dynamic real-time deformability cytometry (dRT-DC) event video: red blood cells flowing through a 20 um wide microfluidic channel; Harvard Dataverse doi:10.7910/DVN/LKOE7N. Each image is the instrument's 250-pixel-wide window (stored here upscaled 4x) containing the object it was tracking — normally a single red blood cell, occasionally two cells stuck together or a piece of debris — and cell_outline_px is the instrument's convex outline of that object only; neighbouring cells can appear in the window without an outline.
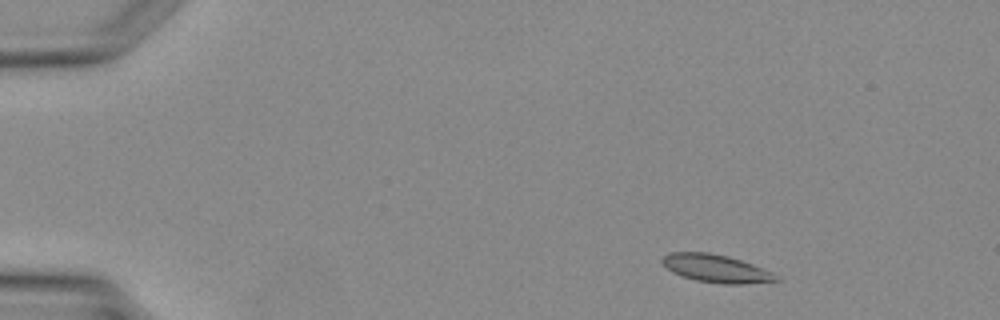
{"species": "Egyptian fruit bat (a non-hibernating species)", "species_latin": "Rousettus aegyptiacus", "temperature_condition": "warm", "stored_images_in_passage": 2, "camera_frame_rate_fps": 3000, "um_per_image_px": 0.085, "animal": {"sex": "female"}, "frame": {"image": 1, "passage_image": 1, "time_ms": 0.0, "image_size_px": [1000, 320], "cell_outline_px": [[780, 280], [744, 284], [720, 284], [696, 280], [672, 272], [660, 260], [668, 252], [708, 252], [728, 256], [752, 264], [772, 272]], "centroid_in_image_um": [60.85, 22.82], "position_along_channel_um": 24.2, "area_um2": 18.32}}